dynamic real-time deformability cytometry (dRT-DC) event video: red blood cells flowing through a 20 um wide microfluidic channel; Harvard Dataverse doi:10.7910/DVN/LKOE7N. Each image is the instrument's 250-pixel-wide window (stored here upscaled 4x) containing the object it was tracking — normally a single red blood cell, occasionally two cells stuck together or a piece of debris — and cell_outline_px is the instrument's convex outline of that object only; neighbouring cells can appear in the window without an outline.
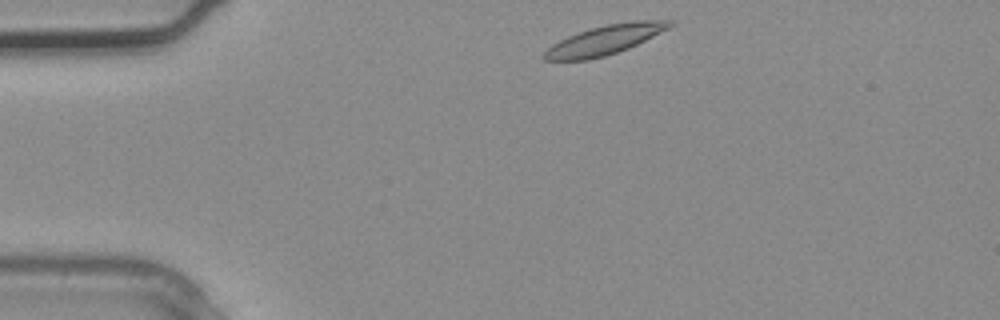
{"species": "common noctule bat (a hibernating species)", "species_latin": "Nyctalus noctula", "temperature_condition": "warm", "stored_images_in_passage": 1, "camera_frame_rate_fps": 3000, "um_per_image_px": 0.085, "animal": {"sex": "male", "body_mass_g": 20.4}, "frame": {"image": 1, "passage_image": 1, "time_ms": 0.0, "image_size_px": [1000, 320], "cell_outline_px": [[676, 24], [628, 48], [604, 56], [588, 60], [544, 60], [540, 56], [552, 44], [568, 36], [592, 28], [608, 24], [636, 20], [672, 20]], "centroid_in_image_um": [51.39, 3.4], "position_along_channel_um": 33.6, "area_um2": 21.15}}